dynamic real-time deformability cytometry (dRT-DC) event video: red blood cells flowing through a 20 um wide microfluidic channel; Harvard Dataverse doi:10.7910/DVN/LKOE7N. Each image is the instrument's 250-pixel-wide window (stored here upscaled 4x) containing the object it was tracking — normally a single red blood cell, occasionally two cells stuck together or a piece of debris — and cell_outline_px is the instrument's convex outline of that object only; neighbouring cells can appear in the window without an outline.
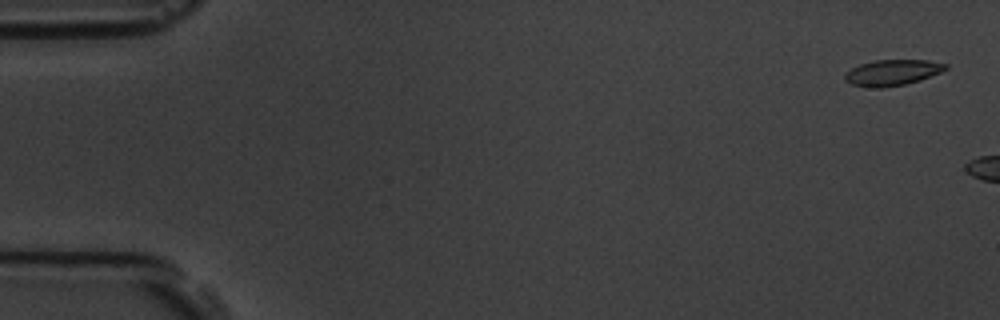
{"species": "common noctule bat (a hibernating species)", "species_latin": "Nyctalus noctula", "temperature_condition": "room temperature", "stored_images_in_passage": 2, "camera_frame_rate_fps": 3000, "um_per_image_px": 0.085, "animal": {"sex": "male", "body_mass_g": 19.5, "forearm_length_mm": 54.6}, "frame": {"image": 1, "passage_image": 1, "time_ms": 0.0, "image_size_px": [1000, 320], "cell_outline_px": [[948, 68], [940, 72], [920, 80], [904, 84], [880, 88], [864, 88], [852, 84], [844, 80], [844, 72], [860, 64], [876, 60], [928, 60], [948, 64]], "centroid_in_image_um": [75.81, 6.17], "position_along_channel_um": 9.2, "area_um2": 15.26}}